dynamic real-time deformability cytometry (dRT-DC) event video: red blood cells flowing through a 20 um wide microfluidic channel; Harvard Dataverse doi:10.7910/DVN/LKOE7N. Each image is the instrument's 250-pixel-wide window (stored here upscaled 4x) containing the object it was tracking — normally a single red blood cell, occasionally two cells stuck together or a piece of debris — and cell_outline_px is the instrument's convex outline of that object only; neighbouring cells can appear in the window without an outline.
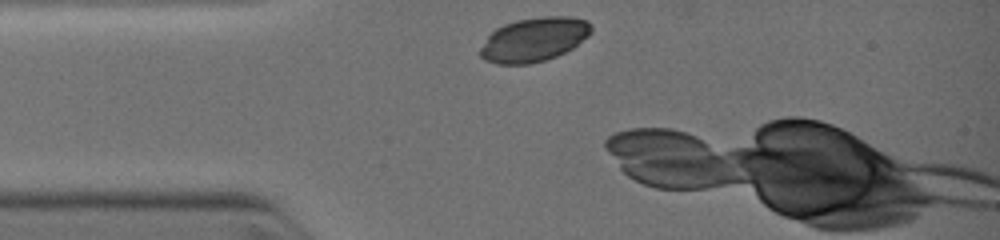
{"species": "common noctule bat (a hibernating species)", "species_latin": "Nyctalus noctula", "temperature_condition": "warm", "stored_images_in_passage": 2, "camera_frame_rate_fps": 3000, "um_per_image_px": 0.085, "animal": {"sex": "female", "body_mass_g": 19.0, "forearm_length_mm": 51.5}, "frame": {"image": 1, "passage_image": 1, "time_ms": 0.0, "image_size_px": [1000, 240], "cell_outline_px": [[592, 32], [588, 36], [572, 48], [556, 56], [544, 60], [528, 64], [496, 64], [484, 60], [480, 56], [480, 48], [488, 36], [496, 28], [504, 24], [516, 20], [544, 16], [572, 16], [588, 20], [592, 24]], "centroid_in_image_um": [45.4, 3.35], "position_along_channel_um": 39.6, "area_um2": 28.61}}